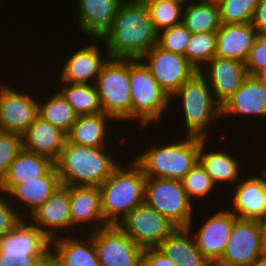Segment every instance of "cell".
I'll list each match as a JSON object with an SVG mask.
<instances>
[{
	"label": "cell",
	"instance_id": "cell-1",
	"mask_svg": "<svg viewBox=\"0 0 266 266\" xmlns=\"http://www.w3.org/2000/svg\"><path fill=\"white\" fill-rule=\"evenodd\" d=\"M101 40V41H100ZM96 43L105 45L103 51L110 59L140 60L158 43L156 31L146 4L123 0L111 27Z\"/></svg>",
	"mask_w": 266,
	"mask_h": 266
},
{
	"label": "cell",
	"instance_id": "cell-2",
	"mask_svg": "<svg viewBox=\"0 0 266 266\" xmlns=\"http://www.w3.org/2000/svg\"><path fill=\"white\" fill-rule=\"evenodd\" d=\"M110 149L111 145L110 148L80 146L67 140L55 161L61 184L99 187L121 162L111 155Z\"/></svg>",
	"mask_w": 266,
	"mask_h": 266
},
{
	"label": "cell",
	"instance_id": "cell-3",
	"mask_svg": "<svg viewBox=\"0 0 266 266\" xmlns=\"http://www.w3.org/2000/svg\"><path fill=\"white\" fill-rule=\"evenodd\" d=\"M129 161V165L120 162L99 186L102 214L107 224L118 225L133 209L145 202L146 176L133 159Z\"/></svg>",
	"mask_w": 266,
	"mask_h": 266
},
{
	"label": "cell",
	"instance_id": "cell-4",
	"mask_svg": "<svg viewBox=\"0 0 266 266\" xmlns=\"http://www.w3.org/2000/svg\"><path fill=\"white\" fill-rule=\"evenodd\" d=\"M180 139V140H179ZM205 138L185 135L165 145L151 144L146 150L133 155L146 177L182 180L198 161L200 143ZM159 145V146H158Z\"/></svg>",
	"mask_w": 266,
	"mask_h": 266
},
{
	"label": "cell",
	"instance_id": "cell-5",
	"mask_svg": "<svg viewBox=\"0 0 266 266\" xmlns=\"http://www.w3.org/2000/svg\"><path fill=\"white\" fill-rule=\"evenodd\" d=\"M175 99V103H181L177 105L182 108L179 112L182 111L187 128L183 134L209 139L208 129L213 120L221 118V107L215 102L207 79L197 71L170 97V104Z\"/></svg>",
	"mask_w": 266,
	"mask_h": 266
},
{
	"label": "cell",
	"instance_id": "cell-6",
	"mask_svg": "<svg viewBox=\"0 0 266 266\" xmlns=\"http://www.w3.org/2000/svg\"><path fill=\"white\" fill-rule=\"evenodd\" d=\"M129 82L131 93V122L138 129L160 124L170 109V96L160 87L141 60H129ZM157 122V123H156ZM146 128V129H145Z\"/></svg>",
	"mask_w": 266,
	"mask_h": 266
},
{
	"label": "cell",
	"instance_id": "cell-7",
	"mask_svg": "<svg viewBox=\"0 0 266 266\" xmlns=\"http://www.w3.org/2000/svg\"><path fill=\"white\" fill-rule=\"evenodd\" d=\"M51 255V239L27 218L0 238V266H36Z\"/></svg>",
	"mask_w": 266,
	"mask_h": 266
},
{
	"label": "cell",
	"instance_id": "cell-8",
	"mask_svg": "<svg viewBox=\"0 0 266 266\" xmlns=\"http://www.w3.org/2000/svg\"><path fill=\"white\" fill-rule=\"evenodd\" d=\"M95 86L103 113L111 116L116 124L121 121L131 123L129 60L109 58Z\"/></svg>",
	"mask_w": 266,
	"mask_h": 266
},
{
	"label": "cell",
	"instance_id": "cell-9",
	"mask_svg": "<svg viewBox=\"0 0 266 266\" xmlns=\"http://www.w3.org/2000/svg\"><path fill=\"white\" fill-rule=\"evenodd\" d=\"M145 202L178 228H187L195 212L180 180L146 177Z\"/></svg>",
	"mask_w": 266,
	"mask_h": 266
},
{
	"label": "cell",
	"instance_id": "cell-10",
	"mask_svg": "<svg viewBox=\"0 0 266 266\" xmlns=\"http://www.w3.org/2000/svg\"><path fill=\"white\" fill-rule=\"evenodd\" d=\"M88 233L93 237L100 266H142L143 249L118 225L108 224Z\"/></svg>",
	"mask_w": 266,
	"mask_h": 266
},
{
	"label": "cell",
	"instance_id": "cell-11",
	"mask_svg": "<svg viewBox=\"0 0 266 266\" xmlns=\"http://www.w3.org/2000/svg\"><path fill=\"white\" fill-rule=\"evenodd\" d=\"M118 226L142 249L158 247L178 228L146 202L133 209Z\"/></svg>",
	"mask_w": 266,
	"mask_h": 266
},
{
	"label": "cell",
	"instance_id": "cell-12",
	"mask_svg": "<svg viewBox=\"0 0 266 266\" xmlns=\"http://www.w3.org/2000/svg\"><path fill=\"white\" fill-rule=\"evenodd\" d=\"M140 60L170 97L198 71L185 56L163 50L158 45Z\"/></svg>",
	"mask_w": 266,
	"mask_h": 266
},
{
	"label": "cell",
	"instance_id": "cell-13",
	"mask_svg": "<svg viewBox=\"0 0 266 266\" xmlns=\"http://www.w3.org/2000/svg\"><path fill=\"white\" fill-rule=\"evenodd\" d=\"M219 209L217 212H213L212 215L205 217L204 224L196 231L192 227L193 217L191 223L187 226V229L191 232V235L195 241L197 248L203 254V256L214 266L222 257L226 245L229 241L232 229L235 221L238 217L229 209Z\"/></svg>",
	"mask_w": 266,
	"mask_h": 266
},
{
	"label": "cell",
	"instance_id": "cell-14",
	"mask_svg": "<svg viewBox=\"0 0 266 266\" xmlns=\"http://www.w3.org/2000/svg\"><path fill=\"white\" fill-rule=\"evenodd\" d=\"M265 252L258 220L238 218L221 259L214 266H249Z\"/></svg>",
	"mask_w": 266,
	"mask_h": 266
},
{
	"label": "cell",
	"instance_id": "cell-15",
	"mask_svg": "<svg viewBox=\"0 0 266 266\" xmlns=\"http://www.w3.org/2000/svg\"><path fill=\"white\" fill-rule=\"evenodd\" d=\"M25 91L5 83L0 85L1 131L23 135L35 121L38 116V97Z\"/></svg>",
	"mask_w": 266,
	"mask_h": 266
},
{
	"label": "cell",
	"instance_id": "cell-16",
	"mask_svg": "<svg viewBox=\"0 0 266 266\" xmlns=\"http://www.w3.org/2000/svg\"><path fill=\"white\" fill-rule=\"evenodd\" d=\"M27 218L50 239L71 235L69 185L60 184L50 198Z\"/></svg>",
	"mask_w": 266,
	"mask_h": 266
},
{
	"label": "cell",
	"instance_id": "cell-17",
	"mask_svg": "<svg viewBox=\"0 0 266 266\" xmlns=\"http://www.w3.org/2000/svg\"><path fill=\"white\" fill-rule=\"evenodd\" d=\"M209 83L215 102L222 107L249 76L245 62L213 57L199 71Z\"/></svg>",
	"mask_w": 266,
	"mask_h": 266
},
{
	"label": "cell",
	"instance_id": "cell-18",
	"mask_svg": "<svg viewBox=\"0 0 266 266\" xmlns=\"http://www.w3.org/2000/svg\"><path fill=\"white\" fill-rule=\"evenodd\" d=\"M78 48L75 52L69 53L67 58L62 61L59 76L60 82L73 84H95L103 65L108 61L109 56L105 55L96 43ZM71 54V55H70ZM104 54V56H103Z\"/></svg>",
	"mask_w": 266,
	"mask_h": 266
},
{
	"label": "cell",
	"instance_id": "cell-19",
	"mask_svg": "<svg viewBox=\"0 0 266 266\" xmlns=\"http://www.w3.org/2000/svg\"><path fill=\"white\" fill-rule=\"evenodd\" d=\"M254 173L244 175L245 179L240 178L236 188L232 187L234 193L231 192L229 199L234 208L229 206V209L241 219L260 220L266 215V173Z\"/></svg>",
	"mask_w": 266,
	"mask_h": 266
},
{
	"label": "cell",
	"instance_id": "cell-20",
	"mask_svg": "<svg viewBox=\"0 0 266 266\" xmlns=\"http://www.w3.org/2000/svg\"><path fill=\"white\" fill-rule=\"evenodd\" d=\"M69 200L71 213V235H74V233L78 231H83L85 234L86 232L83 229L84 227H86L85 230L90 231V229L87 228L90 226V232H92L108 225L104 221L102 214L101 192L99 187L69 186ZM77 226L79 230L74 229L77 228Z\"/></svg>",
	"mask_w": 266,
	"mask_h": 266
},
{
	"label": "cell",
	"instance_id": "cell-21",
	"mask_svg": "<svg viewBox=\"0 0 266 266\" xmlns=\"http://www.w3.org/2000/svg\"><path fill=\"white\" fill-rule=\"evenodd\" d=\"M241 116H251L254 120L261 118L262 121L266 118V85L257 76H248L221 107L223 118Z\"/></svg>",
	"mask_w": 266,
	"mask_h": 266
},
{
	"label": "cell",
	"instance_id": "cell-22",
	"mask_svg": "<svg viewBox=\"0 0 266 266\" xmlns=\"http://www.w3.org/2000/svg\"><path fill=\"white\" fill-rule=\"evenodd\" d=\"M60 184V178L54 165L44 176L37 178V180L25 181V183L16 185L8 193V196L19 215L22 218H27L50 198Z\"/></svg>",
	"mask_w": 266,
	"mask_h": 266
},
{
	"label": "cell",
	"instance_id": "cell-23",
	"mask_svg": "<svg viewBox=\"0 0 266 266\" xmlns=\"http://www.w3.org/2000/svg\"><path fill=\"white\" fill-rule=\"evenodd\" d=\"M79 30L92 40L101 38L111 27L123 0H73Z\"/></svg>",
	"mask_w": 266,
	"mask_h": 266
},
{
	"label": "cell",
	"instance_id": "cell-24",
	"mask_svg": "<svg viewBox=\"0 0 266 266\" xmlns=\"http://www.w3.org/2000/svg\"><path fill=\"white\" fill-rule=\"evenodd\" d=\"M83 234L78 233L77 237L75 234L62 235L51 239V255L57 266H100L93 237L87 232L84 236H88L84 238Z\"/></svg>",
	"mask_w": 266,
	"mask_h": 266
},
{
	"label": "cell",
	"instance_id": "cell-25",
	"mask_svg": "<svg viewBox=\"0 0 266 266\" xmlns=\"http://www.w3.org/2000/svg\"><path fill=\"white\" fill-rule=\"evenodd\" d=\"M208 143L209 140L207 139H204L200 143L198 161L204 167L206 173L210 176L216 187L221 184H226L224 186L235 187L236 182L240 180L239 178L244 176L241 171L240 156L239 158H236L235 154H231L233 152H228V150L226 152L223 148L219 150L218 147L209 150Z\"/></svg>",
	"mask_w": 266,
	"mask_h": 266
},
{
	"label": "cell",
	"instance_id": "cell-26",
	"mask_svg": "<svg viewBox=\"0 0 266 266\" xmlns=\"http://www.w3.org/2000/svg\"><path fill=\"white\" fill-rule=\"evenodd\" d=\"M215 56L246 62L258 32L250 23H221Z\"/></svg>",
	"mask_w": 266,
	"mask_h": 266
},
{
	"label": "cell",
	"instance_id": "cell-27",
	"mask_svg": "<svg viewBox=\"0 0 266 266\" xmlns=\"http://www.w3.org/2000/svg\"><path fill=\"white\" fill-rule=\"evenodd\" d=\"M23 136V149L51 158L54 162L67 141V133L39 116Z\"/></svg>",
	"mask_w": 266,
	"mask_h": 266
},
{
	"label": "cell",
	"instance_id": "cell-28",
	"mask_svg": "<svg viewBox=\"0 0 266 266\" xmlns=\"http://www.w3.org/2000/svg\"><path fill=\"white\" fill-rule=\"evenodd\" d=\"M112 121L115 124L116 121L103 112L78 115V118L67 133V140L80 146L107 147L109 140L112 139V136H110V134L113 135L112 129L114 131L117 128H113L115 125ZM111 127L112 129L110 130L109 128ZM109 132L110 134H108Z\"/></svg>",
	"mask_w": 266,
	"mask_h": 266
},
{
	"label": "cell",
	"instance_id": "cell-29",
	"mask_svg": "<svg viewBox=\"0 0 266 266\" xmlns=\"http://www.w3.org/2000/svg\"><path fill=\"white\" fill-rule=\"evenodd\" d=\"M157 248L178 266H212L197 248L187 228H177Z\"/></svg>",
	"mask_w": 266,
	"mask_h": 266
},
{
	"label": "cell",
	"instance_id": "cell-30",
	"mask_svg": "<svg viewBox=\"0 0 266 266\" xmlns=\"http://www.w3.org/2000/svg\"><path fill=\"white\" fill-rule=\"evenodd\" d=\"M54 165L55 162L51 158L23 149L11 163L5 175V193L8 194L16 185L25 181L37 180Z\"/></svg>",
	"mask_w": 266,
	"mask_h": 266
},
{
	"label": "cell",
	"instance_id": "cell-31",
	"mask_svg": "<svg viewBox=\"0 0 266 266\" xmlns=\"http://www.w3.org/2000/svg\"><path fill=\"white\" fill-rule=\"evenodd\" d=\"M182 23L191 33L217 32L221 25L217 1L192 0L185 3Z\"/></svg>",
	"mask_w": 266,
	"mask_h": 266
},
{
	"label": "cell",
	"instance_id": "cell-32",
	"mask_svg": "<svg viewBox=\"0 0 266 266\" xmlns=\"http://www.w3.org/2000/svg\"><path fill=\"white\" fill-rule=\"evenodd\" d=\"M54 89L48 93L49 98L42 100L38 97V116L68 133L78 114L63 95L57 89L54 92Z\"/></svg>",
	"mask_w": 266,
	"mask_h": 266
},
{
	"label": "cell",
	"instance_id": "cell-33",
	"mask_svg": "<svg viewBox=\"0 0 266 266\" xmlns=\"http://www.w3.org/2000/svg\"><path fill=\"white\" fill-rule=\"evenodd\" d=\"M60 83H62L61 88L56 89L72 105L78 115L103 112L95 84Z\"/></svg>",
	"mask_w": 266,
	"mask_h": 266
},
{
	"label": "cell",
	"instance_id": "cell-34",
	"mask_svg": "<svg viewBox=\"0 0 266 266\" xmlns=\"http://www.w3.org/2000/svg\"><path fill=\"white\" fill-rule=\"evenodd\" d=\"M216 32L192 33L185 49V58L198 70L216 54Z\"/></svg>",
	"mask_w": 266,
	"mask_h": 266
},
{
	"label": "cell",
	"instance_id": "cell-35",
	"mask_svg": "<svg viewBox=\"0 0 266 266\" xmlns=\"http://www.w3.org/2000/svg\"><path fill=\"white\" fill-rule=\"evenodd\" d=\"M146 6L158 33L182 23L184 3L177 0H152Z\"/></svg>",
	"mask_w": 266,
	"mask_h": 266
},
{
	"label": "cell",
	"instance_id": "cell-36",
	"mask_svg": "<svg viewBox=\"0 0 266 266\" xmlns=\"http://www.w3.org/2000/svg\"><path fill=\"white\" fill-rule=\"evenodd\" d=\"M181 182L189 200L193 204L197 199L199 201V199L210 198L211 195L209 194L211 192L212 194L215 193L213 192L214 189L216 191L219 189V187L216 188L199 161H197L192 169L182 178ZM206 196L208 197L206 198Z\"/></svg>",
	"mask_w": 266,
	"mask_h": 266
},
{
	"label": "cell",
	"instance_id": "cell-37",
	"mask_svg": "<svg viewBox=\"0 0 266 266\" xmlns=\"http://www.w3.org/2000/svg\"><path fill=\"white\" fill-rule=\"evenodd\" d=\"M258 1L259 0H217L221 23H250Z\"/></svg>",
	"mask_w": 266,
	"mask_h": 266
},
{
	"label": "cell",
	"instance_id": "cell-38",
	"mask_svg": "<svg viewBox=\"0 0 266 266\" xmlns=\"http://www.w3.org/2000/svg\"><path fill=\"white\" fill-rule=\"evenodd\" d=\"M191 34L186 26L180 23L160 31L157 45L163 50L185 56V49Z\"/></svg>",
	"mask_w": 266,
	"mask_h": 266
},
{
	"label": "cell",
	"instance_id": "cell-39",
	"mask_svg": "<svg viewBox=\"0 0 266 266\" xmlns=\"http://www.w3.org/2000/svg\"><path fill=\"white\" fill-rule=\"evenodd\" d=\"M22 150V135L0 130V173L4 176L7 174L11 163Z\"/></svg>",
	"mask_w": 266,
	"mask_h": 266
},
{
	"label": "cell",
	"instance_id": "cell-40",
	"mask_svg": "<svg viewBox=\"0 0 266 266\" xmlns=\"http://www.w3.org/2000/svg\"><path fill=\"white\" fill-rule=\"evenodd\" d=\"M249 76H257L266 69V33H259L245 62Z\"/></svg>",
	"mask_w": 266,
	"mask_h": 266
},
{
	"label": "cell",
	"instance_id": "cell-41",
	"mask_svg": "<svg viewBox=\"0 0 266 266\" xmlns=\"http://www.w3.org/2000/svg\"><path fill=\"white\" fill-rule=\"evenodd\" d=\"M22 220L8 194L0 195V238Z\"/></svg>",
	"mask_w": 266,
	"mask_h": 266
},
{
	"label": "cell",
	"instance_id": "cell-42",
	"mask_svg": "<svg viewBox=\"0 0 266 266\" xmlns=\"http://www.w3.org/2000/svg\"><path fill=\"white\" fill-rule=\"evenodd\" d=\"M142 266H178L156 248L143 249Z\"/></svg>",
	"mask_w": 266,
	"mask_h": 266
},
{
	"label": "cell",
	"instance_id": "cell-43",
	"mask_svg": "<svg viewBox=\"0 0 266 266\" xmlns=\"http://www.w3.org/2000/svg\"><path fill=\"white\" fill-rule=\"evenodd\" d=\"M250 24L259 33H266V0H259Z\"/></svg>",
	"mask_w": 266,
	"mask_h": 266
},
{
	"label": "cell",
	"instance_id": "cell-44",
	"mask_svg": "<svg viewBox=\"0 0 266 266\" xmlns=\"http://www.w3.org/2000/svg\"><path fill=\"white\" fill-rule=\"evenodd\" d=\"M258 222L261 228L264 249L266 251V215L260 220H258Z\"/></svg>",
	"mask_w": 266,
	"mask_h": 266
},
{
	"label": "cell",
	"instance_id": "cell-45",
	"mask_svg": "<svg viewBox=\"0 0 266 266\" xmlns=\"http://www.w3.org/2000/svg\"><path fill=\"white\" fill-rule=\"evenodd\" d=\"M249 266H266V251L258 256Z\"/></svg>",
	"mask_w": 266,
	"mask_h": 266
},
{
	"label": "cell",
	"instance_id": "cell-46",
	"mask_svg": "<svg viewBox=\"0 0 266 266\" xmlns=\"http://www.w3.org/2000/svg\"><path fill=\"white\" fill-rule=\"evenodd\" d=\"M36 266H57V264L54 257L50 255L46 259L40 261Z\"/></svg>",
	"mask_w": 266,
	"mask_h": 266
},
{
	"label": "cell",
	"instance_id": "cell-47",
	"mask_svg": "<svg viewBox=\"0 0 266 266\" xmlns=\"http://www.w3.org/2000/svg\"><path fill=\"white\" fill-rule=\"evenodd\" d=\"M5 193V176L0 173V195Z\"/></svg>",
	"mask_w": 266,
	"mask_h": 266
},
{
	"label": "cell",
	"instance_id": "cell-48",
	"mask_svg": "<svg viewBox=\"0 0 266 266\" xmlns=\"http://www.w3.org/2000/svg\"><path fill=\"white\" fill-rule=\"evenodd\" d=\"M257 77L266 85V69L260 72Z\"/></svg>",
	"mask_w": 266,
	"mask_h": 266
},
{
	"label": "cell",
	"instance_id": "cell-49",
	"mask_svg": "<svg viewBox=\"0 0 266 266\" xmlns=\"http://www.w3.org/2000/svg\"><path fill=\"white\" fill-rule=\"evenodd\" d=\"M128 1L135 2V3H141V4H147L148 2L152 0H128Z\"/></svg>",
	"mask_w": 266,
	"mask_h": 266
},
{
	"label": "cell",
	"instance_id": "cell-50",
	"mask_svg": "<svg viewBox=\"0 0 266 266\" xmlns=\"http://www.w3.org/2000/svg\"><path fill=\"white\" fill-rule=\"evenodd\" d=\"M177 1H179V2H181V3H187V2H189V0H177ZM190 1H192V0H190Z\"/></svg>",
	"mask_w": 266,
	"mask_h": 266
},
{
	"label": "cell",
	"instance_id": "cell-51",
	"mask_svg": "<svg viewBox=\"0 0 266 266\" xmlns=\"http://www.w3.org/2000/svg\"><path fill=\"white\" fill-rule=\"evenodd\" d=\"M264 159H266V158H264ZM266 162V161H265ZM264 165H266V164H264ZM264 173H266V167L262 170Z\"/></svg>",
	"mask_w": 266,
	"mask_h": 266
}]
</instances>
